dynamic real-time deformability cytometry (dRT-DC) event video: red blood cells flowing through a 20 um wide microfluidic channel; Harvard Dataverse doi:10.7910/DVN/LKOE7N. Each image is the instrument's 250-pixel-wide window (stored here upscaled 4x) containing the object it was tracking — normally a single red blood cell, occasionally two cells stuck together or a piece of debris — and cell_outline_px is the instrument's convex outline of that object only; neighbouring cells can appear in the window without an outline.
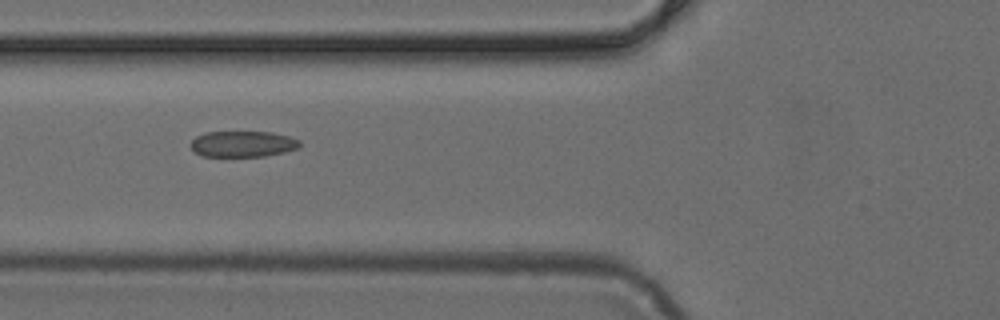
{"species": "common noctule bat (a hibernating species)", "species_latin": "Nyctalus noctula", "temperature_condition": "cold", "stored_images_in_passage": 5, "camera_frame_rate_fps": 3000, "um_per_image_px": 0.085, "animal": {"sex": "female", "body_mass_g": 24.6, "forearm_length_mm": 56.2}, "frame": {"image": 1, "passage_image": 4, "time_ms": 1.0, "image_size_px": [1000, 320], "cell_outline_px": [[300, 144], [296, 148], [284, 152], [264, 156], [200, 156], [188, 144], [196, 136], [204, 132], [272, 132], [288, 136], [300, 140]], "centroid_in_image_um": [20.59, 12.23], "position_along_channel_um": 105.2, "area_um2": 16.47}}
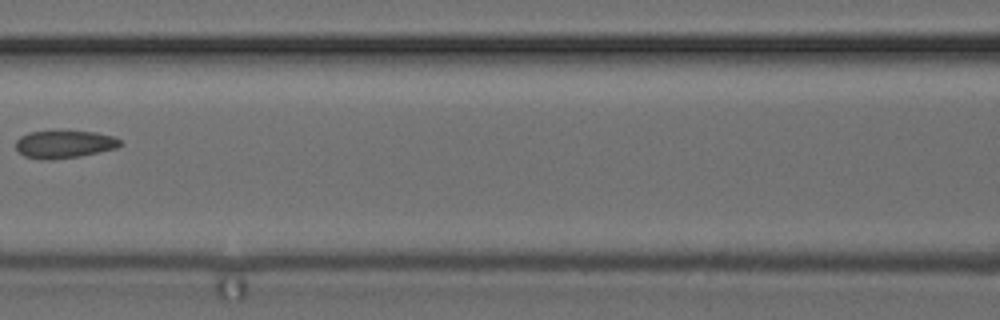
{"frame": {"image": 2, "passage_image": 5, "time_ms": 1.333, "image_size_px": [1000, 320], "cell_outline_px": [[124, 144], [116, 148], [80, 156], [52, 160], [44, 160], [24, 156], [16, 148], [16, 140], [20, 136], [28, 132], [96, 132], [112, 136], [120, 140]], "centroid_in_image_um": [5.46, 12.28], "position_along_channel_um": 161.1, "area_um2": 16.65}}